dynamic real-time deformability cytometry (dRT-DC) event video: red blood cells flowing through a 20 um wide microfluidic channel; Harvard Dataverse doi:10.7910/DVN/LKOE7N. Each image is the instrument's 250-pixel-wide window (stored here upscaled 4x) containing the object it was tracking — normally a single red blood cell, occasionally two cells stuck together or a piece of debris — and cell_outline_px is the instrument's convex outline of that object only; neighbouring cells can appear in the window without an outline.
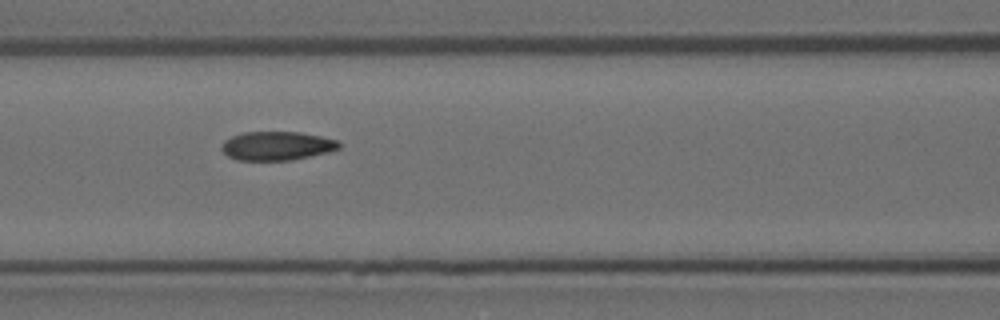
{"species": "Egyptian fruit bat (a non-hibernating species)", "species_latin": "Rousettus aegyptiacus", "temperature_condition": "room temperature", "stored_images_in_passage": 6, "camera_frame_rate_fps": 3000, "um_per_image_px": 0.085, "animal": {"sex": "female"}, "frame": {"image": 1, "passage_image": 6, "time_ms": 1.667, "image_size_px": [1000, 320], "cell_outline_px": [[340, 148], [328, 152], [292, 160], [236, 160], [228, 156], [220, 148], [224, 140], [232, 136], [244, 132], [300, 132], [320, 136], [336, 140], [340, 144]], "centroid_in_image_um": [23.51, 12.4], "position_along_channel_um": 143.1, "area_um2": 19.65}}